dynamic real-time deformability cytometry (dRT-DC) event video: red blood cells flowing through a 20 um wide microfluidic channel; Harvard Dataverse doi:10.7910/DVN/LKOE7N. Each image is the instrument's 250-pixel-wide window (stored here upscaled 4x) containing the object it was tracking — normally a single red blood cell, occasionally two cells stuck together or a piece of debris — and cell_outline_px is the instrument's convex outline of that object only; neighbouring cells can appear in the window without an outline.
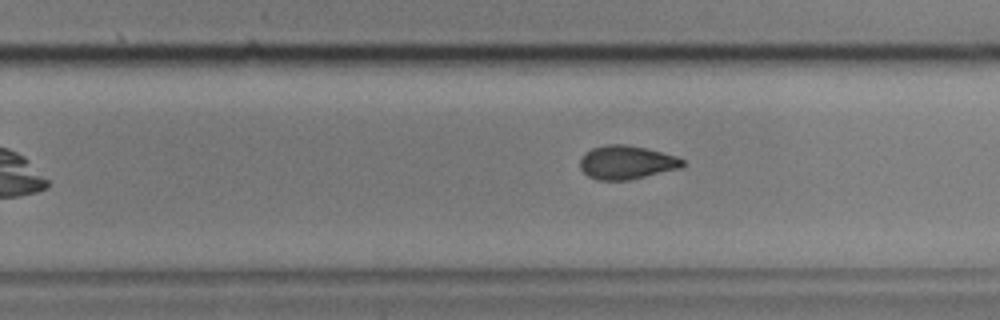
{"species": "common noctule bat (a hibernating species)", "species_latin": "Nyctalus noctula", "temperature_condition": "cold", "stored_images_in_passage": 35, "camera_frame_rate_fps": 3000, "um_per_image_px": 0.085, "animal": {"sex": "male", "body_mass_g": 17.9, "forearm_length_mm": 54.2}, "frame": {"image": 1, "passage_image": 25, "time_ms": 8.0, "image_size_px": [1000, 320], "cell_outline_px": [[684, 164], [680, 168], [628, 180], [596, 180], [588, 176], [580, 168], [580, 160], [584, 152], [592, 148], [604, 144], [628, 144], [648, 148], [676, 156], [684, 160]], "centroid_in_image_um": [53.23, 13.79], "position_along_channel_um": 276.6, "area_um2": 20.23}}
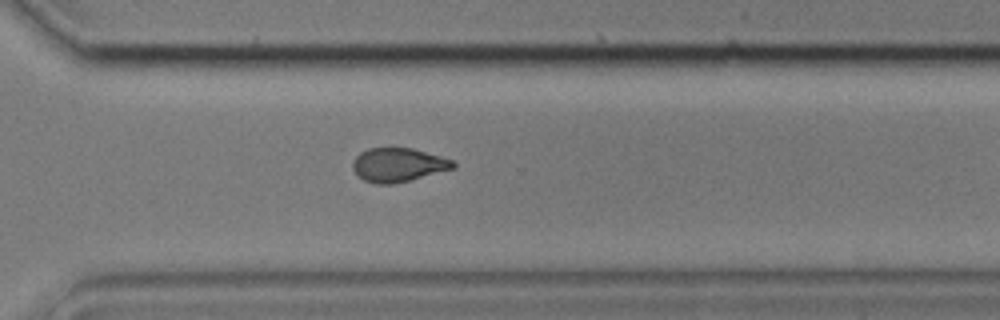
{"frame": {"image": 2, "passage_image": 30, "time_ms": 9.667, "image_size_px": [1000, 320], "cell_outline_px": [[456, 168], [392, 184], [376, 184], [364, 180], [352, 168], [352, 164], [356, 156], [360, 152], [368, 148], [412, 148], [440, 156], [452, 160], [456, 164]], "centroid_in_image_um": [33.84, 14.01], "position_along_channel_um": 336.8, "area_um2": 19.59}}